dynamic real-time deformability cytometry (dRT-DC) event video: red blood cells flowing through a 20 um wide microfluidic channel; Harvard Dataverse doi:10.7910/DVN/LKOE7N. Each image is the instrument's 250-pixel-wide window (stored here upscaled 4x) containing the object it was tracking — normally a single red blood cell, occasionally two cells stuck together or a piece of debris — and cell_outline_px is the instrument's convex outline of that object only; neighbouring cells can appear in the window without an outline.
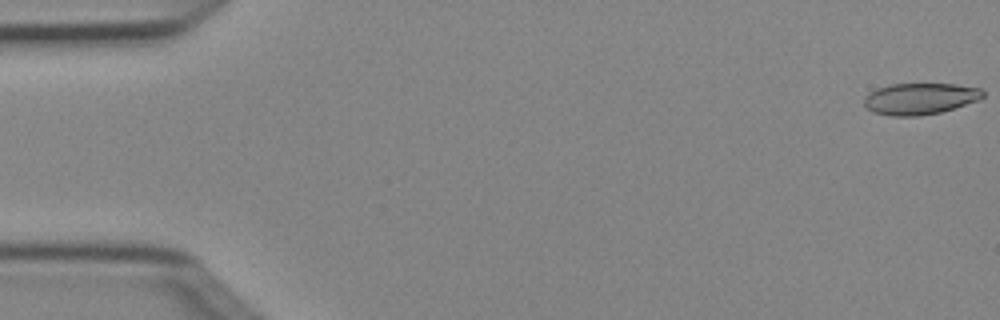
{"species": "Egyptian fruit bat (a non-hibernating species)", "species_latin": "Rousettus aegyptiacus", "temperature_condition": "cold", "stored_images_in_passage": 4, "camera_frame_rate_fps": 3000, "um_per_image_px": 0.085, "animal": {"sex": "female"}, "frame": {"image": 1, "passage_image": 1, "time_ms": 0.0, "image_size_px": [1000, 320], "cell_outline_px": [[984, 96], [980, 100], [940, 112], [920, 116], [892, 116], [872, 112], [864, 104], [864, 96], [876, 88], [892, 84], [956, 84], [980, 88], [984, 92]], "centroid_in_image_um": [78.2, 8.39], "position_along_channel_um": 6.8, "area_um2": 21.85}}